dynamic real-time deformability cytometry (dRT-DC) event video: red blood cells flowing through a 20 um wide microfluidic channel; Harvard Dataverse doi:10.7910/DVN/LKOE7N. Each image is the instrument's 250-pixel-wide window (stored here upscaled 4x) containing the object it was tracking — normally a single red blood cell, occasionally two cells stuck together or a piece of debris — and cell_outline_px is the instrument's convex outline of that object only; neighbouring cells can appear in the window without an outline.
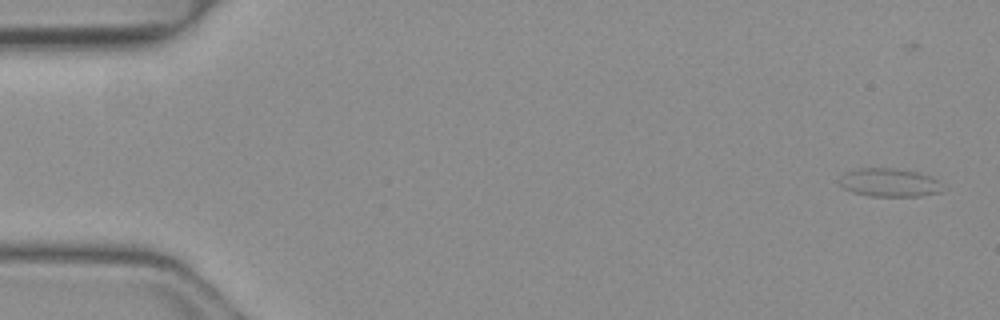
{"species": "common noctule bat (a hibernating species)", "species_latin": "Nyctalus noctula", "temperature_condition": "warm", "stored_images_in_passage": 49, "camera_frame_rate_fps": 3000, "um_per_image_px": 0.085, "animal": {"sex": "female", "body_mass_g": 19.3, "forearm_length_mm": 54.1}, "frame": {"image": 1, "passage_image": 1, "time_ms": 0.0, "image_size_px": [1000, 320], "cell_outline_px": [[948, 188], [940, 192], [920, 196], [868, 196], [852, 192], [844, 188], [836, 180], [844, 172], [856, 168], [892, 168], [916, 172], [932, 176]], "centroid_in_image_um": [75.59, 15.52], "position_along_channel_um": 9.4, "area_um2": 17.46}}
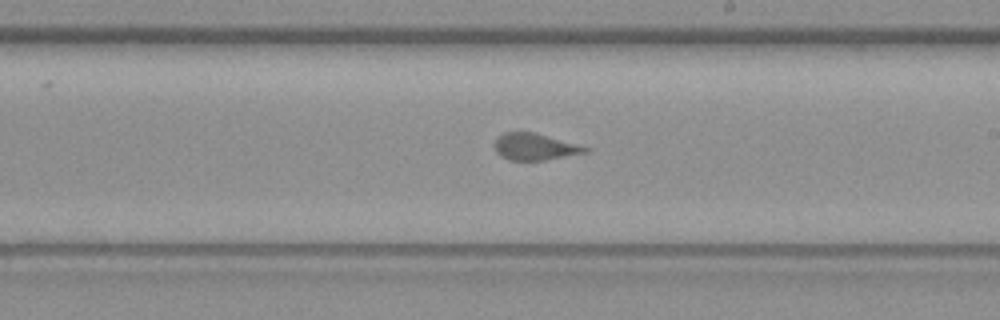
{"frame": {"image": 2, "passage_image": 28, "time_ms": 9.0, "image_size_px": [1000, 320], "cell_outline_px": [[592, 148], [588, 152], [544, 160], [508, 160], [500, 156], [496, 152], [496, 136], [504, 132], [532, 132]], "centroid_in_image_um": [45.45, 12.48], "position_along_channel_um": 243.5, "area_um2": 13.99}}
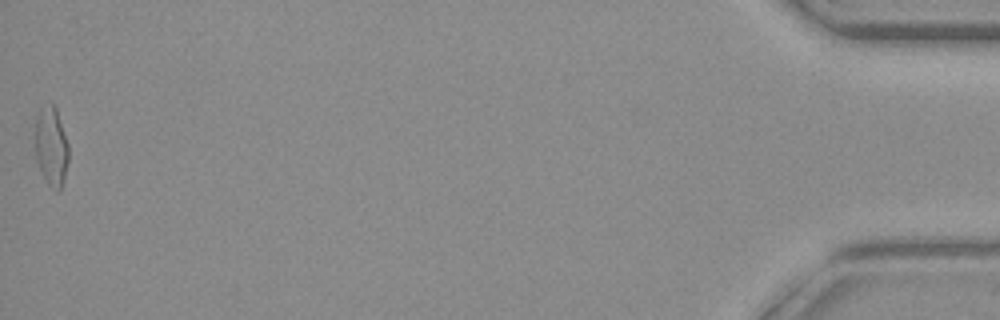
{"frame": {"image": 3, "passage_image": 49, "time_ms": 16.0, "image_size_px": [1000, 320], "cell_outline_px": [[68, 160], [60, 192], [56, 192], [48, 184], [36, 160], [36, 116], [40, 108], [52, 100], [56, 104], [68, 144]], "centroid_in_image_um": [4.37, 12.37], "position_along_channel_um": 430.8, "area_um2": 15.55}, "authors_computed_cell_mechanics": {"area_um2": 15.2592, "velocity_mm_per_s": 4.1441, "shape_relaxation_time_tau1_ms": 11.3902, "shape_relaxation_time_tau2_ms": null, "deformation_change_tau1": 0.2785, "deformation_change_tau2": null}}